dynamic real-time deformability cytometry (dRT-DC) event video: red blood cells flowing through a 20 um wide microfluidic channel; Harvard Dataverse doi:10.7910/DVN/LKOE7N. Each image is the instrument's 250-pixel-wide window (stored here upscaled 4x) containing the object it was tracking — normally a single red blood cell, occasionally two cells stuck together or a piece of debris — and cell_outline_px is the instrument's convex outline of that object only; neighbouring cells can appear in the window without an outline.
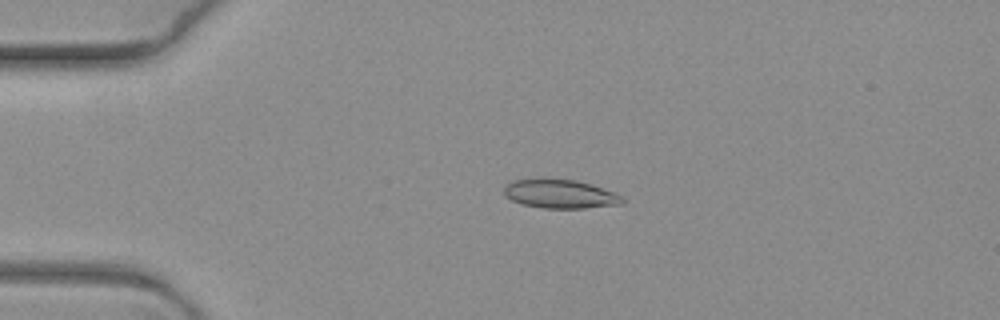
{"species": "common noctule bat (a hibernating species)", "species_latin": "Nyctalus noctula", "temperature_condition": "warm", "stored_images_in_passage": 7, "camera_frame_rate_fps": 3000, "um_per_image_px": 0.085, "animal": {"sex": "female", "body_mass_g": 19.3, "forearm_length_mm": 54.1}, "frame": {"image": 1, "passage_image": 4, "time_ms": 1.0, "image_size_px": [1000, 320], "cell_outline_px": [[624, 204], [584, 208], [544, 208], [520, 204], [504, 196], [504, 188], [512, 180], [540, 176], [548, 176], [576, 180], [592, 184], [612, 192], [620, 196], [624, 200]], "centroid_in_image_um": [47.54, 16.44], "position_along_channel_um": 37.5, "area_um2": 20.52}}
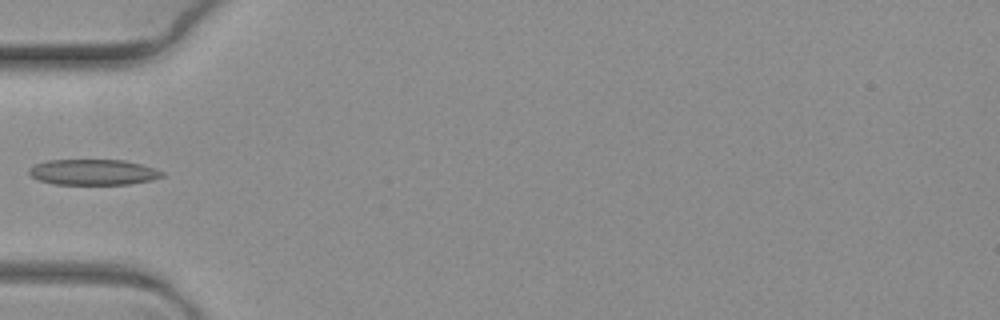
{"frame": {"image": 2, "passage_image": 6, "time_ms": 1.667, "image_size_px": [1000, 320], "cell_outline_px": [[164, 176], [152, 180], [128, 184], [52, 184], [40, 180], [32, 176], [28, 172], [28, 168], [36, 164], [48, 160], [124, 160], [140, 164], [164, 172]], "centroid_in_image_um": [7.91, 14.63], "position_along_channel_um": 77.1, "area_um2": 19.77}}
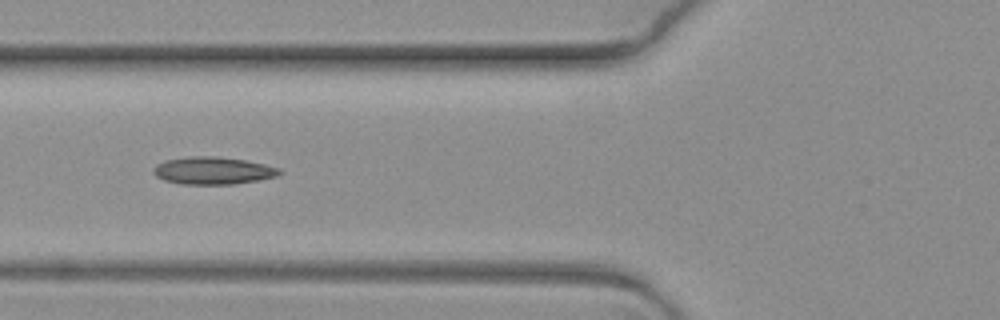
{"frame": {"image": 3, "passage_image": 7, "time_ms": 2.0, "image_size_px": [1000, 320], "cell_outline_px": [[284, 172], [276, 176], [260, 180], [232, 184], [180, 184], [164, 180], [156, 176], [152, 172], [152, 168], [156, 164], [164, 160], [188, 156], [212, 156], [244, 160], [264, 164], [280, 168]], "centroid_in_image_um": [18.08, 14.5], "position_along_channel_um": 107.7, "area_um2": 20.29}}